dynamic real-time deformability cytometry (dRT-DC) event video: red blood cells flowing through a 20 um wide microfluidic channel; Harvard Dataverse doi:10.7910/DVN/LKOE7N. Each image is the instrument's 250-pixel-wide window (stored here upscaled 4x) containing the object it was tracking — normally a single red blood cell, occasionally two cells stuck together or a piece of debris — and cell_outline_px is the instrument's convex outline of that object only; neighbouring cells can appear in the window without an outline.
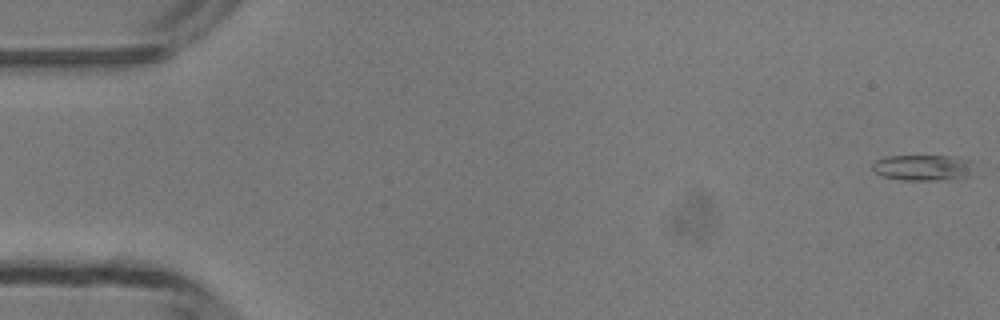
{"species": "common noctule bat (a hibernating species)", "species_latin": "Nyctalus noctula", "temperature_condition": "room temperature", "stored_images_in_passage": 4, "camera_frame_rate_fps": 3000, "um_per_image_px": 0.085, "animal": {"sex": "male", "body_mass_g": 13.3}, "frame": {"image": 1, "passage_image": 1, "time_ms": 0.0, "image_size_px": [1000, 320], "cell_outline_px": [[972, 176], [940, 180], [904, 180], [884, 176], [876, 172], [872, 168], [872, 164], [876, 160], [884, 156], [956, 156], [972, 160]], "centroid_in_image_um": [78.49, 14.24], "position_along_channel_um": 6.5, "area_um2": 15.43}}
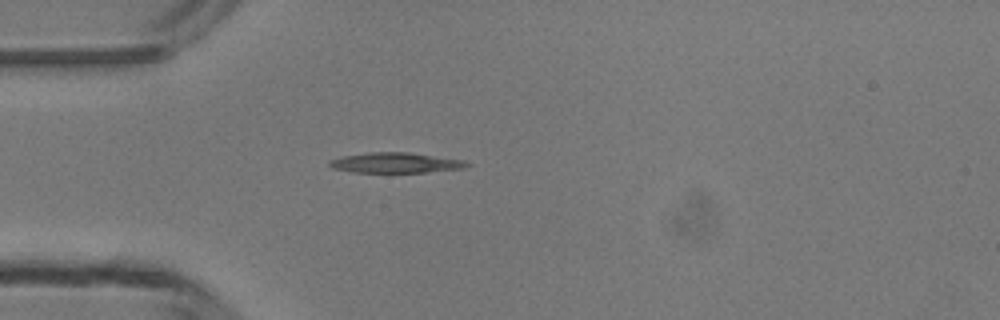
{"frame": {"image": 2, "passage_image": 4, "time_ms": 4.333, "image_size_px": [1000, 320], "cell_outline_px": [[472, 164], [464, 168], [428, 172], [352, 172], [332, 168], [328, 164], [328, 160], [344, 156], [368, 152], [408, 152], [464, 160]], "centroid_in_image_um": [33.62, 13.83], "position_along_channel_um": 51.4, "area_um2": 16.24}}